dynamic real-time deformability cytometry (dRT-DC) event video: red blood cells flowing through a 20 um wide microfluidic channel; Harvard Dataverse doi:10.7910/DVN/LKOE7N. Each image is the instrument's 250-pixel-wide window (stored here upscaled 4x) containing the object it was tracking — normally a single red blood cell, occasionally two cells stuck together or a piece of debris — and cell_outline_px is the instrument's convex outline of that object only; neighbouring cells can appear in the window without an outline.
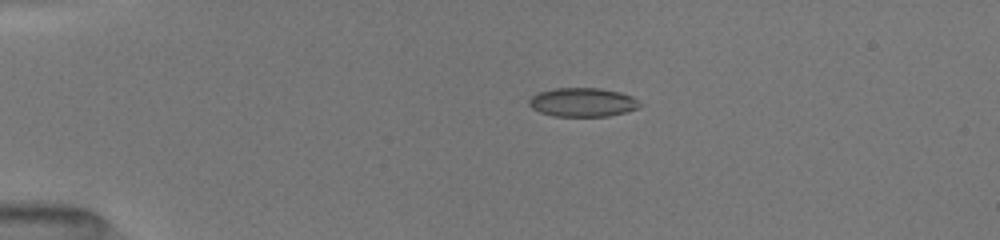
{"species": "common noctule bat (a hibernating species)", "species_latin": "Nyctalus noctula", "temperature_condition": "room temperature", "stored_images_in_passage": 41, "camera_frame_rate_fps": 3000, "um_per_image_px": 0.085, "animal": {"sex": "female", "body_mass_g": 19.5, "forearm_length_mm": 54.1}, "frame": {"image": 1, "passage_image": 1, "time_ms": 0.0, "image_size_px": [1000, 240], "cell_outline_px": [[640, 108], [608, 116], [552, 116], [540, 112], [532, 108], [528, 104], [528, 100], [532, 96], [540, 92], [556, 88], [600, 88], [620, 92], [632, 96], [640, 104]], "centroid_in_image_um": [49.51, 8.69], "position_along_channel_um": 35.5, "area_um2": 18.55}}
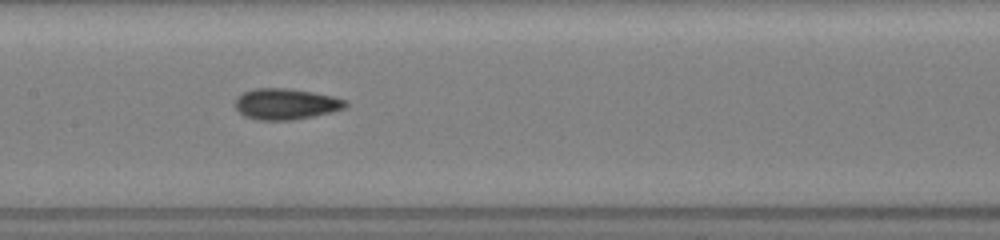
{"frame": {"image": 2, "passage_image": 16, "time_ms": 5.0, "image_size_px": [1000, 240], "cell_outline_px": [[348, 104], [344, 108], [332, 112], [292, 120], [256, 120], [244, 116], [236, 108], [236, 96], [252, 88], [288, 88], [312, 92], [332, 96], [348, 100]], "centroid_in_image_um": [24.29, 8.83], "position_along_channel_um": 183.1, "area_um2": 20.0}}
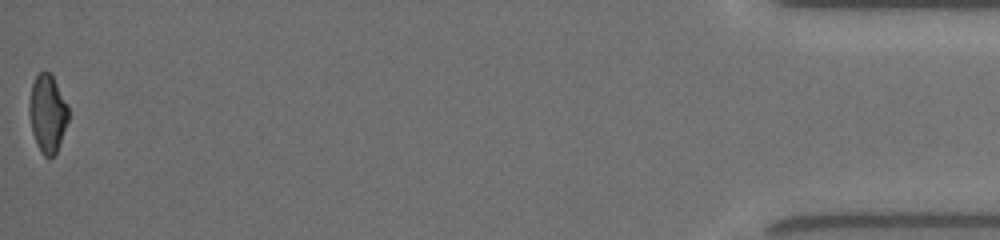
{"frame": {"image": 3, "passage_image": 41, "time_ms": 13.333, "image_size_px": [1000, 240], "cell_outline_px": [[68, 120], [56, 152], [48, 160], [40, 152], [36, 144], [32, 132], [28, 108], [32, 84], [36, 76], [44, 68], [52, 76], [68, 104]], "centroid_in_image_um": [4.02, 9.65], "position_along_channel_um": 431.2, "area_um2": 17.74}, "authors_computed_cell_mechanics": {"area_um2": 18.9584, "velocity_mm_per_s": 4.0321, "shape_relaxation_time_tau1_ms": 6.4153, "shape_relaxation_time_tau2_ms": 1.5947, "deformation_change_tau1": 0.1578, "deformation_change_tau2": 0.0673}}